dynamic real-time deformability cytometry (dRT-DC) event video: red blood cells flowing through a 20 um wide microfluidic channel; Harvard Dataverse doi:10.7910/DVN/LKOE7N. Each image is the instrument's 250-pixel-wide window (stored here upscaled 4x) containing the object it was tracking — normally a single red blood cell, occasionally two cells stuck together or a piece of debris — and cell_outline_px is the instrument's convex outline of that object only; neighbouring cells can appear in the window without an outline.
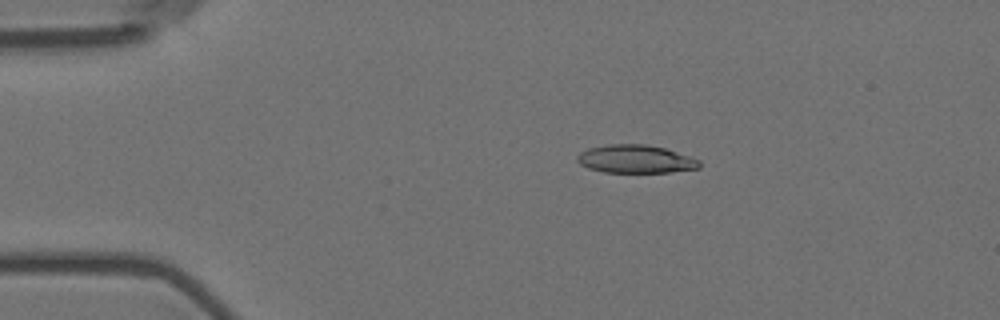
{"species": "Egyptian fruit bat (a non-hibernating species)", "species_latin": "Rousettus aegyptiacus", "temperature_condition": "room temperature", "stored_images_in_passage": 52, "camera_frame_rate_fps": 3000, "um_per_image_px": 0.085, "animal": {"sex": "female"}, "frame": {"image": 1, "passage_image": 6, "time_ms": 1.667, "image_size_px": [1000, 320], "cell_outline_px": [[700, 168], [668, 172], [604, 172], [588, 168], [580, 164], [576, 160], [576, 156], [580, 152], [588, 148], [608, 144], [644, 144], [664, 148], [700, 160]], "centroid_in_image_um": [53.98, 13.52], "position_along_channel_um": 31.0, "area_um2": 19.94}}
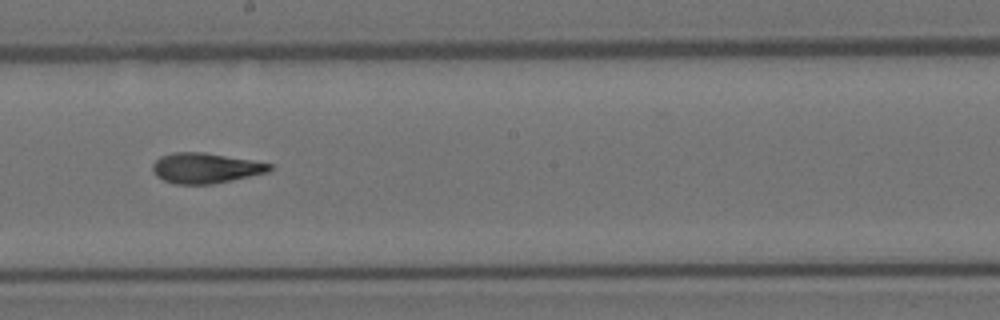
{"frame": {"image": 2, "passage_image": 27, "time_ms": 8.667, "image_size_px": [1000, 320], "cell_outline_px": [[272, 168], [268, 172], [232, 180], [212, 184], [176, 184], [164, 180], [156, 176], [152, 168], [152, 164], [160, 156], [172, 152], [204, 152], [252, 160], [272, 164]], "centroid_in_image_um": [17.45, 14.28], "position_along_channel_um": 230.8, "area_um2": 20.63}}
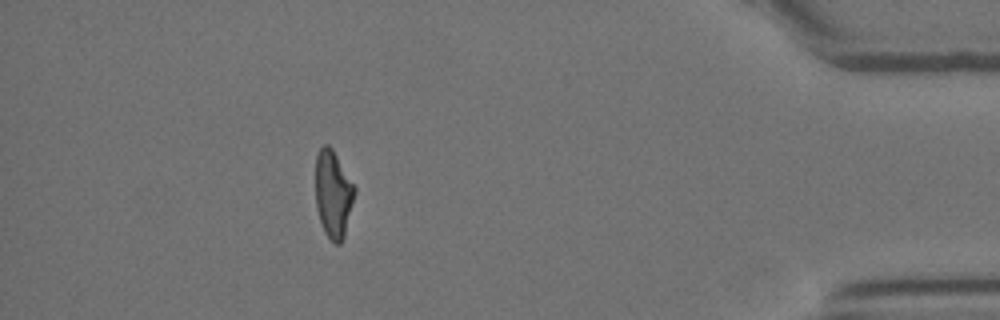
{"frame": {"image": 3, "passage_image": 46, "time_ms": 15.0, "image_size_px": [1000, 320], "cell_outline_px": [[356, 192], [344, 236], [340, 244], [336, 244], [324, 232], [316, 208], [316, 156], [320, 148], [324, 144], [328, 144], [332, 148], [356, 188]], "centroid_in_image_um": [28.32, 16.48], "position_along_channel_um": 406.9, "area_um2": 19.77}, "authors_computed_cell_mechanics": {"area_um2": 20.4901, "velocity_mm_per_s": 3.5765, "shape_relaxation_time_tau1_ms": null, "shape_relaxation_time_tau2_ms": 2.85, "deformation_change_tau1": null, "deformation_change_tau2": 0.1177}}